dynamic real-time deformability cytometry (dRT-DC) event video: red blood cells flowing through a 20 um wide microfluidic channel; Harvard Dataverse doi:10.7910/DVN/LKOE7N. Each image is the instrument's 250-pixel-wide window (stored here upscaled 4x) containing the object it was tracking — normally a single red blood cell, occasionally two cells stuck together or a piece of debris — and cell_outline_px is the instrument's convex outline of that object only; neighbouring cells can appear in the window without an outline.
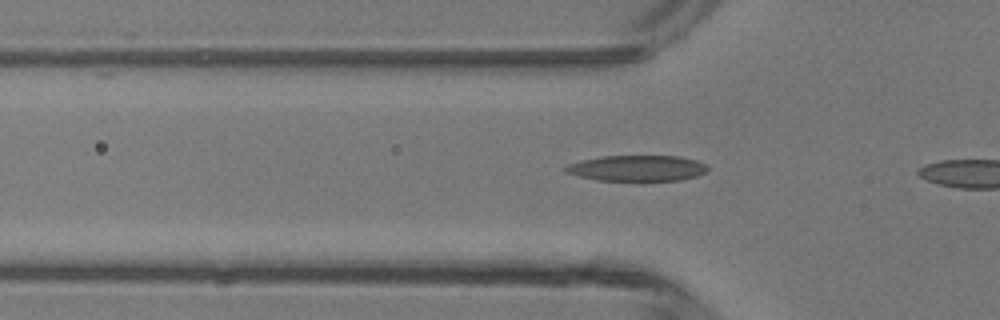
{"species": "common noctule bat (a hibernating species)", "species_latin": "Nyctalus noctula", "temperature_condition": "room temperature", "stored_images_in_passage": 5, "camera_frame_rate_fps": 3000, "um_per_image_px": 0.085, "animal": {"sex": "male", "body_mass_g": 13.3}, "frame": {"image": 1, "passage_image": 3, "time_ms": 0.667, "image_size_px": [1000, 320], "cell_outline_px": [[708, 168], [704, 172], [696, 176], [680, 180], [644, 184], [596, 180], [564, 172], [564, 168], [568, 164], [580, 160], [604, 156], [680, 156], [696, 160], [704, 164]], "centroid_in_image_um": [54.14, 14.35], "position_along_channel_um": 71.7, "area_um2": 22.37}}